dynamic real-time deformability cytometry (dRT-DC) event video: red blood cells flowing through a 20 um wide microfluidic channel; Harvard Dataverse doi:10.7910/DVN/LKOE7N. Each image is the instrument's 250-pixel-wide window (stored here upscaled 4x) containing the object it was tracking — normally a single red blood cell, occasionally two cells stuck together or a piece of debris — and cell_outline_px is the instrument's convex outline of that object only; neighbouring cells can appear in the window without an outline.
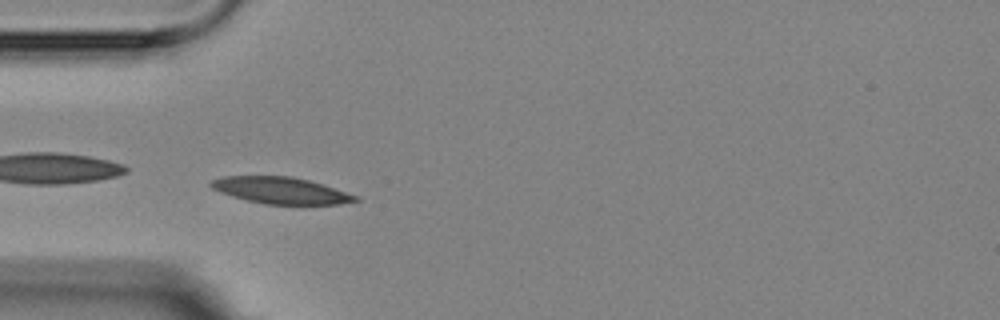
{"species": "Egyptian fruit bat (a non-hibernating species)", "species_latin": "Rousettus aegyptiacus", "temperature_condition": "room temperature", "stored_images_in_passage": 7, "camera_frame_rate_fps": 3000, "um_per_image_px": 0.085, "animal": {"sex": "female"}, "frame": {"image": 1, "passage_image": 6, "time_ms": 5.667, "image_size_px": [1000, 320], "cell_outline_px": [[360, 200], [340, 204], [264, 204], [232, 196], [220, 192], [212, 188], [208, 184], [212, 180], [224, 176], [292, 176], [324, 184], [360, 196]], "centroid_in_image_um": [23.91, 16.18], "position_along_channel_um": 61.1, "area_um2": 22.43}}